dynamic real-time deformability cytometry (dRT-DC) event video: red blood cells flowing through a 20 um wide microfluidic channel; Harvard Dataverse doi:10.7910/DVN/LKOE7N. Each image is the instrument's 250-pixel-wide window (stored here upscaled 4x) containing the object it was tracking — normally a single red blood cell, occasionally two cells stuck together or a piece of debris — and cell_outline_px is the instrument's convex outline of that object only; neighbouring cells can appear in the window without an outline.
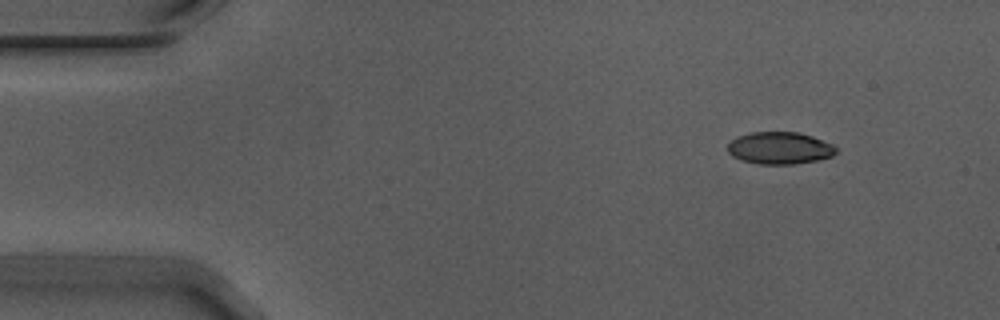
{"species": "Egyptian fruit bat (a non-hibernating species)", "species_latin": "Rousettus aegyptiacus", "temperature_condition": "warm", "stored_images_in_passage": 50, "camera_frame_rate_fps": 3000, "um_per_image_px": 0.085, "animal": {"sex": "male"}, "frame": {"image": 1, "passage_image": 1, "time_ms": 0.0, "image_size_px": [1000, 320], "cell_outline_px": [[840, 152], [832, 156], [816, 160], [792, 164], [760, 164], [744, 160], [732, 156], [728, 152], [728, 144], [732, 140], [740, 136], [752, 132], [796, 132], [812, 136], [832, 144]], "centroid_in_image_um": [66.31, 12.58], "position_along_channel_um": 18.7, "area_um2": 20.11}}
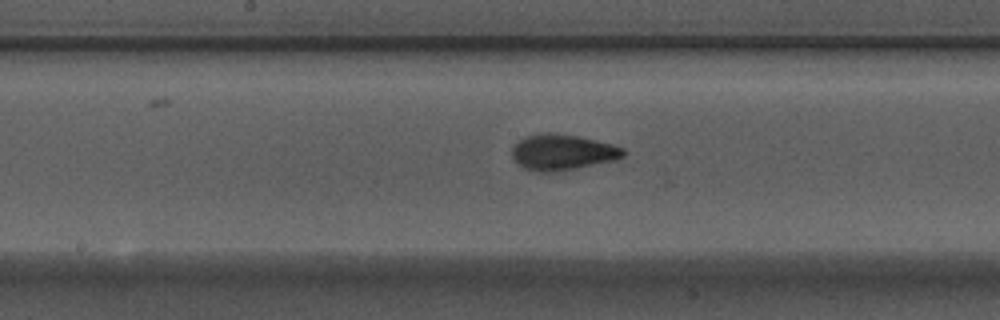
{"frame": {"image": 2, "passage_image": 23, "time_ms": 7.333, "image_size_px": [1000, 320], "cell_outline_px": [[624, 156], [616, 160], [556, 172], [540, 172], [524, 168], [516, 164], [512, 156], [512, 144], [524, 136], [540, 132], [552, 132], [576, 136], [596, 140], [612, 144], [624, 148]], "centroid_in_image_um": [47.75, 12.93], "position_along_channel_um": 200.4, "area_um2": 23.52}}
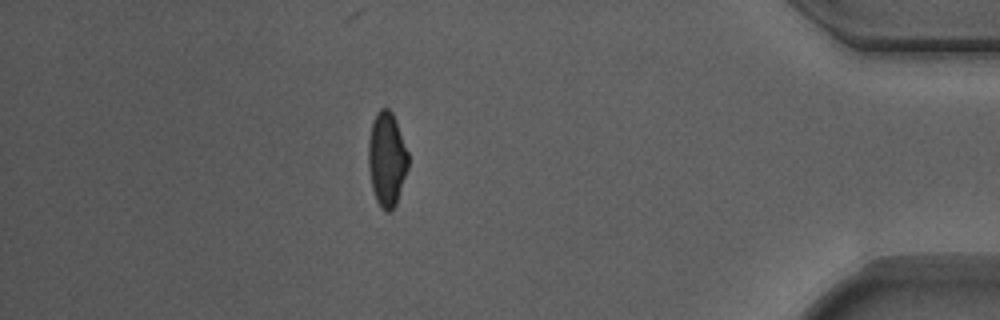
{"frame": {"image": 3, "passage_image": 43, "time_ms": 14.0, "image_size_px": [1000, 320], "cell_outline_px": [[408, 168], [396, 204], [392, 212], [384, 212], [380, 208], [376, 200], [372, 188], [368, 168], [368, 140], [372, 124], [376, 112], [380, 108], [388, 108], [392, 112], [396, 120], [408, 152]], "centroid_in_image_um": [32.87, 13.55], "position_along_channel_um": 402.3, "area_um2": 22.14}, "authors_computed_cell_mechanics": {"area_um2": 21.7328, "velocity_mm_per_s": 3.7257, "shape_relaxation_time_tau1_ms": 4.2675, "shape_relaxation_time_tau2_ms": 1.1366, "deformation_change_tau1": 0.1784, "deformation_change_tau2": 0.0658}}